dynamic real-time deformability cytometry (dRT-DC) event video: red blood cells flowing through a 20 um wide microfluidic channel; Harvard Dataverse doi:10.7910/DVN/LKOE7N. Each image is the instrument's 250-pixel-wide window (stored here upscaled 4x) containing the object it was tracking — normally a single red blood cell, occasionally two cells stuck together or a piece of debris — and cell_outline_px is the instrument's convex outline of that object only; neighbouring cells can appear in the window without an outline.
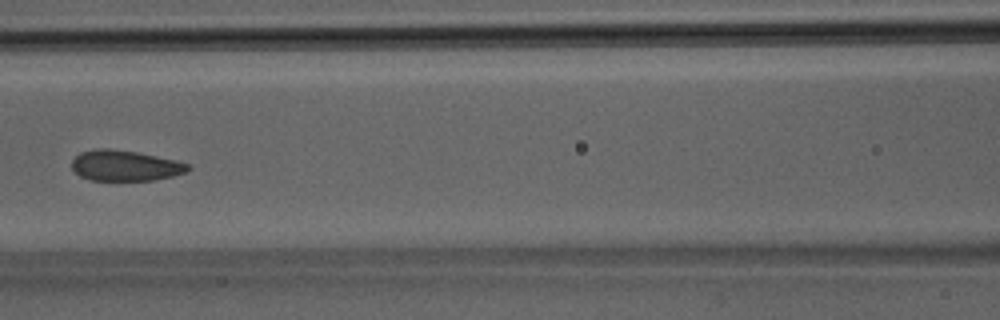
{"species": "Egyptian fruit bat (a non-hibernating species)", "species_latin": "Rousettus aegyptiacus", "temperature_condition": "room temperature", "stored_images_in_passage": 38, "camera_frame_rate_fps": 3000, "um_per_image_px": 0.085, "animal": {"sex": "male"}, "frame": {"image": 1, "passage_image": 17, "time_ms": 5.333, "image_size_px": [1000, 320], "cell_outline_px": [[192, 168], [188, 172], [172, 176], [152, 180], [92, 180], [80, 176], [72, 168], [72, 160], [80, 152], [100, 148], [108, 148], [136, 152], [176, 160], [188, 164]], "centroid_in_image_um": [10.65, 14.07], "position_along_channel_um": 156.0, "area_um2": 20.63}}
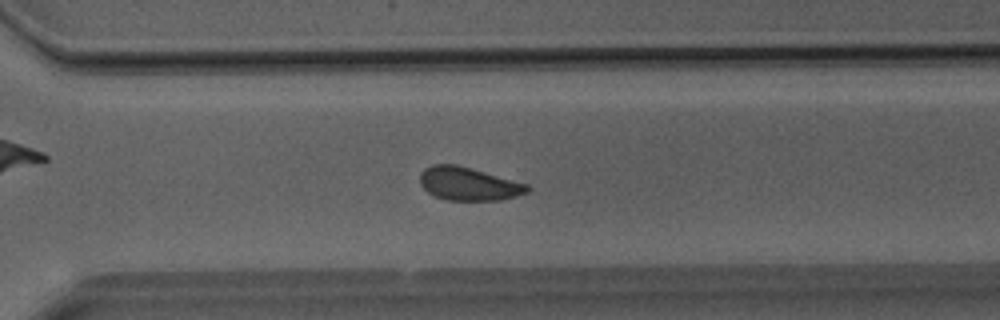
{"frame": {"image": 2, "passage_image": 27, "time_ms": 8.667, "image_size_px": [1000, 320], "cell_outline_px": [[532, 188], [528, 192], [516, 196], [500, 200], [448, 200], [436, 196], [428, 192], [420, 184], [420, 172], [424, 168], [432, 164], [456, 164], [472, 168], [528, 184]], "centroid_in_image_um": [39.83, 15.61], "position_along_channel_um": 330.8, "area_um2": 20.87}}
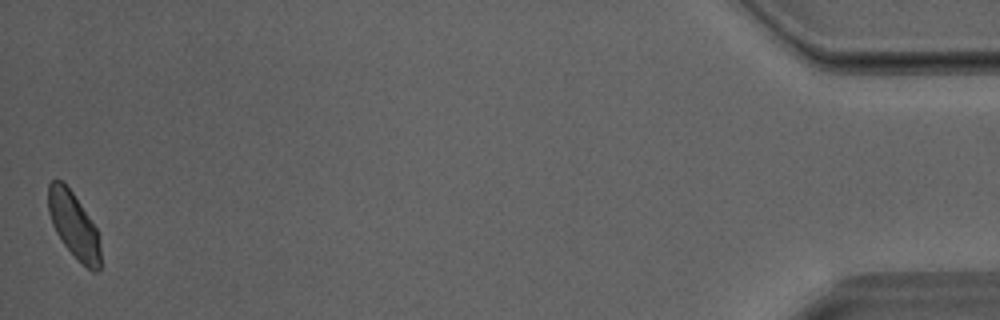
{"frame": {"image": 3, "passage_image": 38, "time_ms": 12.333, "image_size_px": [1000, 320], "cell_outline_px": [[100, 268], [96, 272], [92, 272], [64, 244], [56, 232], [52, 224], [48, 212], [48, 184], [52, 180], [64, 180], [96, 228], [100, 248]], "centroid_in_image_um": [6.25, 19.1], "position_along_channel_um": 429.0, "area_um2": 19.59}}